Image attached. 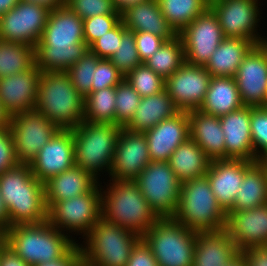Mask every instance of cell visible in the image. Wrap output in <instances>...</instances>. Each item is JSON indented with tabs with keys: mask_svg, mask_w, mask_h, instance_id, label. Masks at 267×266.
Listing matches in <instances>:
<instances>
[{
	"mask_svg": "<svg viewBox=\"0 0 267 266\" xmlns=\"http://www.w3.org/2000/svg\"><path fill=\"white\" fill-rule=\"evenodd\" d=\"M150 162L145 134L122 127L117 139L109 179L134 181Z\"/></svg>",
	"mask_w": 267,
	"mask_h": 266,
	"instance_id": "cell-17",
	"label": "cell"
},
{
	"mask_svg": "<svg viewBox=\"0 0 267 266\" xmlns=\"http://www.w3.org/2000/svg\"><path fill=\"white\" fill-rule=\"evenodd\" d=\"M253 163L244 159L211 161L206 176L218 204L226 213L233 207L245 171Z\"/></svg>",
	"mask_w": 267,
	"mask_h": 266,
	"instance_id": "cell-21",
	"label": "cell"
},
{
	"mask_svg": "<svg viewBox=\"0 0 267 266\" xmlns=\"http://www.w3.org/2000/svg\"><path fill=\"white\" fill-rule=\"evenodd\" d=\"M123 22L120 21L109 32L98 38L90 47L89 50L98 56L100 59H109L115 54L123 33L126 31Z\"/></svg>",
	"mask_w": 267,
	"mask_h": 266,
	"instance_id": "cell-45",
	"label": "cell"
},
{
	"mask_svg": "<svg viewBox=\"0 0 267 266\" xmlns=\"http://www.w3.org/2000/svg\"><path fill=\"white\" fill-rule=\"evenodd\" d=\"M32 174L43 184L75 165L72 129H59L29 163Z\"/></svg>",
	"mask_w": 267,
	"mask_h": 266,
	"instance_id": "cell-18",
	"label": "cell"
},
{
	"mask_svg": "<svg viewBox=\"0 0 267 266\" xmlns=\"http://www.w3.org/2000/svg\"><path fill=\"white\" fill-rule=\"evenodd\" d=\"M134 34L136 48L142 63L149 59L165 42L163 37H159L153 33L134 32Z\"/></svg>",
	"mask_w": 267,
	"mask_h": 266,
	"instance_id": "cell-48",
	"label": "cell"
},
{
	"mask_svg": "<svg viewBox=\"0 0 267 266\" xmlns=\"http://www.w3.org/2000/svg\"><path fill=\"white\" fill-rule=\"evenodd\" d=\"M10 119H11V116L1 105V101H0V129L8 128L10 124Z\"/></svg>",
	"mask_w": 267,
	"mask_h": 266,
	"instance_id": "cell-57",
	"label": "cell"
},
{
	"mask_svg": "<svg viewBox=\"0 0 267 266\" xmlns=\"http://www.w3.org/2000/svg\"><path fill=\"white\" fill-rule=\"evenodd\" d=\"M234 79L245 106H267V56L258 44L245 56Z\"/></svg>",
	"mask_w": 267,
	"mask_h": 266,
	"instance_id": "cell-19",
	"label": "cell"
},
{
	"mask_svg": "<svg viewBox=\"0 0 267 266\" xmlns=\"http://www.w3.org/2000/svg\"><path fill=\"white\" fill-rule=\"evenodd\" d=\"M190 138L213 160L226 159L225 136L219 117L203 113L199 109L187 111Z\"/></svg>",
	"mask_w": 267,
	"mask_h": 266,
	"instance_id": "cell-27",
	"label": "cell"
},
{
	"mask_svg": "<svg viewBox=\"0 0 267 266\" xmlns=\"http://www.w3.org/2000/svg\"><path fill=\"white\" fill-rule=\"evenodd\" d=\"M109 60L124 77L142 63L136 48L133 31L126 30L123 33L121 43Z\"/></svg>",
	"mask_w": 267,
	"mask_h": 266,
	"instance_id": "cell-41",
	"label": "cell"
},
{
	"mask_svg": "<svg viewBox=\"0 0 267 266\" xmlns=\"http://www.w3.org/2000/svg\"><path fill=\"white\" fill-rule=\"evenodd\" d=\"M34 266H83L82 250L79 243H76L63 257L51 260Z\"/></svg>",
	"mask_w": 267,
	"mask_h": 266,
	"instance_id": "cell-50",
	"label": "cell"
},
{
	"mask_svg": "<svg viewBox=\"0 0 267 266\" xmlns=\"http://www.w3.org/2000/svg\"><path fill=\"white\" fill-rule=\"evenodd\" d=\"M251 106L230 112L219 118L225 136L226 159L256 162L250 129Z\"/></svg>",
	"mask_w": 267,
	"mask_h": 266,
	"instance_id": "cell-24",
	"label": "cell"
},
{
	"mask_svg": "<svg viewBox=\"0 0 267 266\" xmlns=\"http://www.w3.org/2000/svg\"><path fill=\"white\" fill-rule=\"evenodd\" d=\"M121 129V126L112 123L83 120L79 126L72 129L75 166L81 167L99 182L109 179Z\"/></svg>",
	"mask_w": 267,
	"mask_h": 266,
	"instance_id": "cell-6",
	"label": "cell"
},
{
	"mask_svg": "<svg viewBox=\"0 0 267 266\" xmlns=\"http://www.w3.org/2000/svg\"><path fill=\"white\" fill-rule=\"evenodd\" d=\"M264 204H267V161H256L245 171L229 211L249 210Z\"/></svg>",
	"mask_w": 267,
	"mask_h": 266,
	"instance_id": "cell-33",
	"label": "cell"
},
{
	"mask_svg": "<svg viewBox=\"0 0 267 266\" xmlns=\"http://www.w3.org/2000/svg\"><path fill=\"white\" fill-rule=\"evenodd\" d=\"M0 193L9 213V227L41 224L47 221L44 184L31 172L29 164L19 163L0 175Z\"/></svg>",
	"mask_w": 267,
	"mask_h": 266,
	"instance_id": "cell-2",
	"label": "cell"
},
{
	"mask_svg": "<svg viewBox=\"0 0 267 266\" xmlns=\"http://www.w3.org/2000/svg\"><path fill=\"white\" fill-rule=\"evenodd\" d=\"M98 183L99 181L90 173L74 165L44 183L47 209L55 202L68 200L91 191Z\"/></svg>",
	"mask_w": 267,
	"mask_h": 266,
	"instance_id": "cell-28",
	"label": "cell"
},
{
	"mask_svg": "<svg viewBox=\"0 0 267 266\" xmlns=\"http://www.w3.org/2000/svg\"><path fill=\"white\" fill-rule=\"evenodd\" d=\"M5 230L0 226V243H4Z\"/></svg>",
	"mask_w": 267,
	"mask_h": 266,
	"instance_id": "cell-61",
	"label": "cell"
},
{
	"mask_svg": "<svg viewBox=\"0 0 267 266\" xmlns=\"http://www.w3.org/2000/svg\"><path fill=\"white\" fill-rule=\"evenodd\" d=\"M222 0H203V2L208 6V8H210L212 5H214L215 3H218Z\"/></svg>",
	"mask_w": 267,
	"mask_h": 266,
	"instance_id": "cell-60",
	"label": "cell"
},
{
	"mask_svg": "<svg viewBox=\"0 0 267 266\" xmlns=\"http://www.w3.org/2000/svg\"><path fill=\"white\" fill-rule=\"evenodd\" d=\"M35 109L59 129H74L83 121L84 97L67 72H41Z\"/></svg>",
	"mask_w": 267,
	"mask_h": 266,
	"instance_id": "cell-4",
	"label": "cell"
},
{
	"mask_svg": "<svg viewBox=\"0 0 267 266\" xmlns=\"http://www.w3.org/2000/svg\"><path fill=\"white\" fill-rule=\"evenodd\" d=\"M88 50L84 42L83 19L66 5L51 9L35 47L36 65L40 72H66Z\"/></svg>",
	"mask_w": 267,
	"mask_h": 266,
	"instance_id": "cell-1",
	"label": "cell"
},
{
	"mask_svg": "<svg viewBox=\"0 0 267 266\" xmlns=\"http://www.w3.org/2000/svg\"><path fill=\"white\" fill-rule=\"evenodd\" d=\"M227 213L218 204L206 175L181 183L177 210L172 218L195 232L226 227Z\"/></svg>",
	"mask_w": 267,
	"mask_h": 266,
	"instance_id": "cell-7",
	"label": "cell"
},
{
	"mask_svg": "<svg viewBox=\"0 0 267 266\" xmlns=\"http://www.w3.org/2000/svg\"><path fill=\"white\" fill-rule=\"evenodd\" d=\"M65 5L81 19L98 15H121L112 0H66Z\"/></svg>",
	"mask_w": 267,
	"mask_h": 266,
	"instance_id": "cell-43",
	"label": "cell"
},
{
	"mask_svg": "<svg viewBox=\"0 0 267 266\" xmlns=\"http://www.w3.org/2000/svg\"><path fill=\"white\" fill-rule=\"evenodd\" d=\"M20 0H0V16L15 7Z\"/></svg>",
	"mask_w": 267,
	"mask_h": 266,
	"instance_id": "cell-56",
	"label": "cell"
},
{
	"mask_svg": "<svg viewBox=\"0 0 267 266\" xmlns=\"http://www.w3.org/2000/svg\"><path fill=\"white\" fill-rule=\"evenodd\" d=\"M121 21V15H98L83 19L84 42L90 47Z\"/></svg>",
	"mask_w": 267,
	"mask_h": 266,
	"instance_id": "cell-44",
	"label": "cell"
},
{
	"mask_svg": "<svg viewBox=\"0 0 267 266\" xmlns=\"http://www.w3.org/2000/svg\"><path fill=\"white\" fill-rule=\"evenodd\" d=\"M162 14L174 28L180 33L197 16L204 13L208 6L203 0H158Z\"/></svg>",
	"mask_w": 267,
	"mask_h": 266,
	"instance_id": "cell-37",
	"label": "cell"
},
{
	"mask_svg": "<svg viewBox=\"0 0 267 266\" xmlns=\"http://www.w3.org/2000/svg\"><path fill=\"white\" fill-rule=\"evenodd\" d=\"M0 226L6 230L9 228V213L0 193Z\"/></svg>",
	"mask_w": 267,
	"mask_h": 266,
	"instance_id": "cell-54",
	"label": "cell"
},
{
	"mask_svg": "<svg viewBox=\"0 0 267 266\" xmlns=\"http://www.w3.org/2000/svg\"><path fill=\"white\" fill-rule=\"evenodd\" d=\"M22 1H27L41 6H45L51 10L65 6L66 0H22Z\"/></svg>",
	"mask_w": 267,
	"mask_h": 266,
	"instance_id": "cell-53",
	"label": "cell"
},
{
	"mask_svg": "<svg viewBox=\"0 0 267 266\" xmlns=\"http://www.w3.org/2000/svg\"><path fill=\"white\" fill-rule=\"evenodd\" d=\"M9 129L17 160L22 164H29L59 130L36 109L12 115Z\"/></svg>",
	"mask_w": 267,
	"mask_h": 266,
	"instance_id": "cell-13",
	"label": "cell"
},
{
	"mask_svg": "<svg viewBox=\"0 0 267 266\" xmlns=\"http://www.w3.org/2000/svg\"><path fill=\"white\" fill-rule=\"evenodd\" d=\"M121 21L129 31L153 33L165 40L178 35L162 14L158 0H147L129 7L121 13Z\"/></svg>",
	"mask_w": 267,
	"mask_h": 266,
	"instance_id": "cell-26",
	"label": "cell"
},
{
	"mask_svg": "<svg viewBox=\"0 0 267 266\" xmlns=\"http://www.w3.org/2000/svg\"><path fill=\"white\" fill-rule=\"evenodd\" d=\"M144 134L151 161H168L173 151L190 137L187 111H179Z\"/></svg>",
	"mask_w": 267,
	"mask_h": 266,
	"instance_id": "cell-23",
	"label": "cell"
},
{
	"mask_svg": "<svg viewBox=\"0 0 267 266\" xmlns=\"http://www.w3.org/2000/svg\"><path fill=\"white\" fill-rule=\"evenodd\" d=\"M115 9L121 14L129 7L147 0H112Z\"/></svg>",
	"mask_w": 267,
	"mask_h": 266,
	"instance_id": "cell-55",
	"label": "cell"
},
{
	"mask_svg": "<svg viewBox=\"0 0 267 266\" xmlns=\"http://www.w3.org/2000/svg\"><path fill=\"white\" fill-rule=\"evenodd\" d=\"M239 254L225 228L197 232L192 266H226Z\"/></svg>",
	"mask_w": 267,
	"mask_h": 266,
	"instance_id": "cell-25",
	"label": "cell"
},
{
	"mask_svg": "<svg viewBox=\"0 0 267 266\" xmlns=\"http://www.w3.org/2000/svg\"><path fill=\"white\" fill-rule=\"evenodd\" d=\"M258 45L261 47V49L264 51V53H265L266 56H267V33H266V36L264 35V36L260 39Z\"/></svg>",
	"mask_w": 267,
	"mask_h": 266,
	"instance_id": "cell-59",
	"label": "cell"
},
{
	"mask_svg": "<svg viewBox=\"0 0 267 266\" xmlns=\"http://www.w3.org/2000/svg\"><path fill=\"white\" fill-rule=\"evenodd\" d=\"M226 266H247L245 262V258L240 253L235 259H233L228 265Z\"/></svg>",
	"mask_w": 267,
	"mask_h": 266,
	"instance_id": "cell-58",
	"label": "cell"
},
{
	"mask_svg": "<svg viewBox=\"0 0 267 266\" xmlns=\"http://www.w3.org/2000/svg\"><path fill=\"white\" fill-rule=\"evenodd\" d=\"M101 213V184L99 182L87 193L55 202L48 209L47 221L79 243L100 220Z\"/></svg>",
	"mask_w": 267,
	"mask_h": 266,
	"instance_id": "cell-10",
	"label": "cell"
},
{
	"mask_svg": "<svg viewBox=\"0 0 267 266\" xmlns=\"http://www.w3.org/2000/svg\"><path fill=\"white\" fill-rule=\"evenodd\" d=\"M115 100V124L125 127L133 118L140 104L141 97L128 81L123 79L116 86Z\"/></svg>",
	"mask_w": 267,
	"mask_h": 266,
	"instance_id": "cell-38",
	"label": "cell"
},
{
	"mask_svg": "<svg viewBox=\"0 0 267 266\" xmlns=\"http://www.w3.org/2000/svg\"><path fill=\"white\" fill-rule=\"evenodd\" d=\"M124 76L109 59H100L94 70L91 93L107 87H116Z\"/></svg>",
	"mask_w": 267,
	"mask_h": 266,
	"instance_id": "cell-46",
	"label": "cell"
},
{
	"mask_svg": "<svg viewBox=\"0 0 267 266\" xmlns=\"http://www.w3.org/2000/svg\"><path fill=\"white\" fill-rule=\"evenodd\" d=\"M4 242L30 266L59 259L77 243L48 221L10 226Z\"/></svg>",
	"mask_w": 267,
	"mask_h": 266,
	"instance_id": "cell-5",
	"label": "cell"
},
{
	"mask_svg": "<svg viewBox=\"0 0 267 266\" xmlns=\"http://www.w3.org/2000/svg\"><path fill=\"white\" fill-rule=\"evenodd\" d=\"M243 106L234 77L212 76L199 110L220 118Z\"/></svg>",
	"mask_w": 267,
	"mask_h": 266,
	"instance_id": "cell-30",
	"label": "cell"
},
{
	"mask_svg": "<svg viewBox=\"0 0 267 266\" xmlns=\"http://www.w3.org/2000/svg\"><path fill=\"white\" fill-rule=\"evenodd\" d=\"M255 45L245 38L225 37L204 67L211 76L234 77L243 59Z\"/></svg>",
	"mask_w": 267,
	"mask_h": 266,
	"instance_id": "cell-31",
	"label": "cell"
},
{
	"mask_svg": "<svg viewBox=\"0 0 267 266\" xmlns=\"http://www.w3.org/2000/svg\"><path fill=\"white\" fill-rule=\"evenodd\" d=\"M183 41L185 62L205 66L225 38L217 16L208 8L178 33Z\"/></svg>",
	"mask_w": 267,
	"mask_h": 266,
	"instance_id": "cell-15",
	"label": "cell"
},
{
	"mask_svg": "<svg viewBox=\"0 0 267 266\" xmlns=\"http://www.w3.org/2000/svg\"><path fill=\"white\" fill-rule=\"evenodd\" d=\"M250 129L255 159L267 161V106H251Z\"/></svg>",
	"mask_w": 267,
	"mask_h": 266,
	"instance_id": "cell-42",
	"label": "cell"
},
{
	"mask_svg": "<svg viewBox=\"0 0 267 266\" xmlns=\"http://www.w3.org/2000/svg\"><path fill=\"white\" fill-rule=\"evenodd\" d=\"M124 79L139 93L141 98L158 94L165 89V80L145 63L138 65Z\"/></svg>",
	"mask_w": 267,
	"mask_h": 266,
	"instance_id": "cell-40",
	"label": "cell"
},
{
	"mask_svg": "<svg viewBox=\"0 0 267 266\" xmlns=\"http://www.w3.org/2000/svg\"><path fill=\"white\" fill-rule=\"evenodd\" d=\"M211 159L190 137L179 145L167 161L178 180L183 183L206 175Z\"/></svg>",
	"mask_w": 267,
	"mask_h": 266,
	"instance_id": "cell-32",
	"label": "cell"
},
{
	"mask_svg": "<svg viewBox=\"0 0 267 266\" xmlns=\"http://www.w3.org/2000/svg\"><path fill=\"white\" fill-rule=\"evenodd\" d=\"M241 252L251 246L267 244V204L249 210L228 211L226 227Z\"/></svg>",
	"mask_w": 267,
	"mask_h": 266,
	"instance_id": "cell-20",
	"label": "cell"
},
{
	"mask_svg": "<svg viewBox=\"0 0 267 266\" xmlns=\"http://www.w3.org/2000/svg\"><path fill=\"white\" fill-rule=\"evenodd\" d=\"M144 63L166 81L185 63L184 45L180 35L165 40Z\"/></svg>",
	"mask_w": 267,
	"mask_h": 266,
	"instance_id": "cell-34",
	"label": "cell"
},
{
	"mask_svg": "<svg viewBox=\"0 0 267 266\" xmlns=\"http://www.w3.org/2000/svg\"><path fill=\"white\" fill-rule=\"evenodd\" d=\"M40 69L32 68L0 78V101L10 116L35 109Z\"/></svg>",
	"mask_w": 267,
	"mask_h": 266,
	"instance_id": "cell-22",
	"label": "cell"
},
{
	"mask_svg": "<svg viewBox=\"0 0 267 266\" xmlns=\"http://www.w3.org/2000/svg\"><path fill=\"white\" fill-rule=\"evenodd\" d=\"M263 1L222 0L212 5L210 9L217 16L225 37L245 38L257 45L265 35L262 31L264 28H260L261 20L264 22L265 18L262 17Z\"/></svg>",
	"mask_w": 267,
	"mask_h": 266,
	"instance_id": "cell-12",
	"label": "cell"
},
{
	"mask_svg": "<svg viewBox=\"0 0 267 266\" xmlns=\"http://www.w3.org/2000/svg\"><path fill=\"white\" fill-rule=\"evenodd\" d=\"M134 182L160 218L172 217L175 214L181 182L167 161H151Z\"/></svg>",
	"mask_w": 267,
	"mask_h": 266,
	"instance_id": "cell-11",
	"label": "cell"
},
{
	"mask_svg": "<svg viewBox=\"0 0 267 266\" xmlns=\"http://www.w3.org/2000/svg\"><path fill=\"white\" fill-rule=\"evenodd\" d=\"M247 266H267V244L251 246L240 252Z\"/></svg>",
	"mask_w": 267,
	"mask_h": 266,
	"instance_id": "cell-51",
	"label": "cell"
},
{
	"mask_svg": "<svg viewBox=\"0 0 267 266\" xmlns=\"http://www.w3.org/2000/svg\"><path fill=\"white\" fill-rule=\"evenodd\" d=\"M116 87L92 92L84 98L83 120L93 123L115 124Z\"/></svg>",
	"mask_w": 267,
	"mask_h": 266,
	"instance_id": "cell-36",
	"label": "cell"
},
{
	"mask_svg": "<svg viewBox=\"0 0 267 266\" xmlns=\"http://www.w3.org/2000/svg\"><path fill=\"white\" fill-rule=\"evenodd\" d=\"M35 64L34 47L0 40V78L22 73Z\"/></svg>",
	"mask_w": 267,
	"mask_h": 266,
	"instance_id": "cell-35",
	"label": "cell"
},
{
	"mask_svg": "<svg viewBox=\"0 0 267 266\" xmlns=\"http://www.w3.org/2000/svg\"><path fill=\"white\" fill-rule=\"evenodd\" d=\"M211 77L204 66L185 62L165 81V89L180 111L199 109L205 99Z\"/></svg>",
	"mask_w": 267,
	"mask_h": 266,
	"instance_id": "cell-16",
	"label": "cell"
},
{
	"mask_svg": "<svg viewBox=\"0 0 267 266\" xmlns=\"http://www.w3.org/2000/svg\"><path fill=\"white\" fill-rule=\"evenodd\" d=\"M142 239L138 234L107 222L102 217L79 242L83 266H126L135 245Z\"/></svg>",
	"mask_w": 267,
	"mask_h": 266,
	"instance_id": "cell-8",
	"label": "cell"
},
{
	"mask_svg": "<svg viewBox=\"0 0 267 266\" xmlns=\"http://www.w3.org/2000/svg\"><path fill=\"white\" fill-rule=\"evenodd\" d=\"M197 232L172 217L159 218L142 236L158 266H192Z\"/></svg>",
	"mask_w": 267,
	"mask_h": 266,
	"instance_id": "cell-9",
	"label": "cell"
},
{
	"mask_svg": "<svg viewBox=\"0 0 267 266\" xmlns=\"http://www.w3.org/2000/svg\"><path fill=\"white\" fill-rule=\"evenodd\" d=\"M126 266H158L151 248L141 239L133 248Z\"/></svg>",
	"mask_w": 267,
	"mask_h": 266,
	"instance_id": "cell-49",
	"label": "cell"
},
{
	"mask_svg": "<svg viewBox=\"0 0 267 266\" xmlns=\"http://www.w3.org/2000/svg\"><path fill=\"white\" fill-rule=\"evenodd\" d=\"M106 180L100 181L101 217L142 237L160 217L134 181Z\"/></svg>",
	"mask_w": 267,
	"mask_h": 266,
	"instance_id": "cell-3",
	"label": "cell"
},
{
	"mask_svg": "<svg viewBox=\"0 0 267 266\" xmlns=\"http://www.w3.org/2000/svg\"><path fill=\"white\" fill-rule=\"evenodd\" d=\"M18 164L14 141L9 127L0 129V175Z\"/></svg>",
	"mask_w": 267,
	"mask_h": 266,
	"instance_id": "cell-47",
	"label": "cell"
},
{
	"mask_svg": "<svg viewBox=\"0 0 267 266\" xmlns=\"http://www.w3.org/2000/svg\"><path fill=\"white\" fill-rule=\"evenodd\" d=\"M0 266H30L20 258L9 246L0 245Z\"/></svg>",
	"mask_w": 267,
	"mask_h": 266,
	"instance_id": "cell-52",
	"label": "cell"
},
{
	"mask_svg": "<svg viewBox=\"0 0 267 266\" xmlns=\"http://www.w3.org/2000/svg\"><path fill=\"white\" fill-rule=\"evenodd\" d=\"M179 111L167 90L164 89L158 94L142 97L133 118L124 128L144 133Z\"/></svg>",
	"mask_w": 267,
	"mask_h": 266,
	"instance_id": "cell-29",
	"label": "cell"
},
{
	"mask_svg": "<svg viewBox=\"0 0 267 266\" xmlns=\"http://www.w3.org/2000/svg\"><path fill=\"white\" fill-rule=\"evenodd\" d=\"M99 60L98 56L88 50L82 58L74 65H71L66 71L70 76L73 86L84 98L91 93L94 70Z\"/></svg>",
	"mask_w": 267,
	"mask_h": 266,
	"instance_id": "cell-39",
	"label": "cell"
},
{
	"mask_svg": "<svg viewBox=\"0 0 267 266\" xmlns=\"http://www.w3.org/2000/svg\"><path fill=\"white\" fill-rule=\"evenodd\" d=\"M50 9L20 0L0 16V40L36 47L47 24Z\"/></svg>",
	"mask_w": 267,
	"mask_h": 266,
	"instance_id": "cell-14",
	"label": "cell"
}]
</instances>
